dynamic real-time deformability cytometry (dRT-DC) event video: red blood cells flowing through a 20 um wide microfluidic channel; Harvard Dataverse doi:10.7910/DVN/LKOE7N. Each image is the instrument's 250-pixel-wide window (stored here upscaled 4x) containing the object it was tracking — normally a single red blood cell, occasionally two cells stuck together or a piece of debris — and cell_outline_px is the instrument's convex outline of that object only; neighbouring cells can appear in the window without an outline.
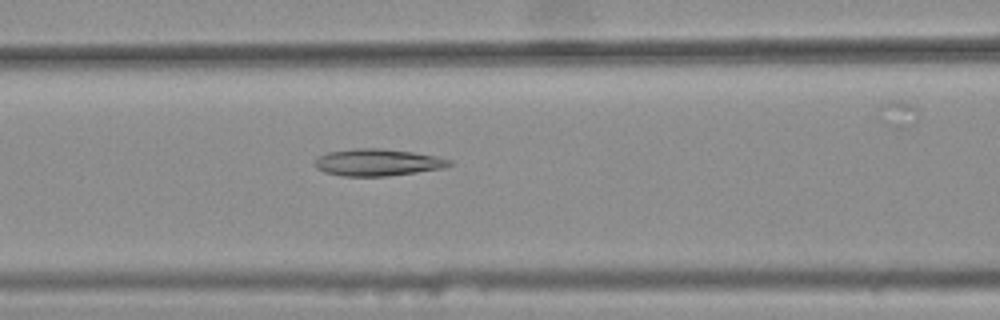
{"species": "common noctule bat (a hibernating species)", "species_latin": "Nyctalus noctula", "temperature_condition": "warm", "stored_images_in_passage": 47, "camera_frame_rate_fps": 3000, "um_per_image_px": 0.085, "animal": {"sex": "female", "body_mass_g": 25.1}, "frame": {"image": 1, "passage_image": 21, "time_ms": 6.667, "image_size_px": [1000, 320], "cell_outline_px": [[452, 164], [444, 168], [388, 176], [340, 176], [324, 172], [316, 168], [312, 164], [312, 160], [316, 156], [328, 152], [356, 148], [380, 148], [412, 152], [436, 156], [452, 160]], "centroid_in_image_um": [32.03, 13.8], "position_along_channel_um": 134.6, "area_um2": 21.39}}
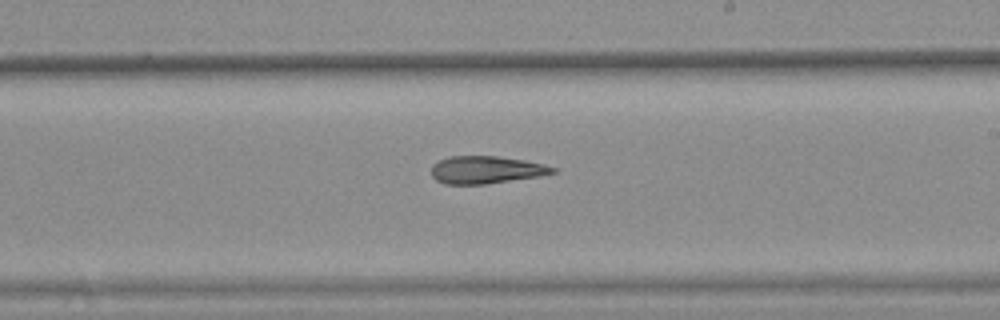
{"frame": {"image": 2, "passage_image": 30, "time_ms": 9.667, "image_size_px": [1000, 320], "cell_outline_px": [[556, 172], [540, 176], [484, 184], [444, 184], [436, 180], [432, 176], [432, 164], [448, 156], [496, 156], [524, 160], [544, 164], [556, 168]], "centroid_in_image_um": [41.3, 14.43], "position_along_channel_um": 247.7, "area_um2": 19.42}}
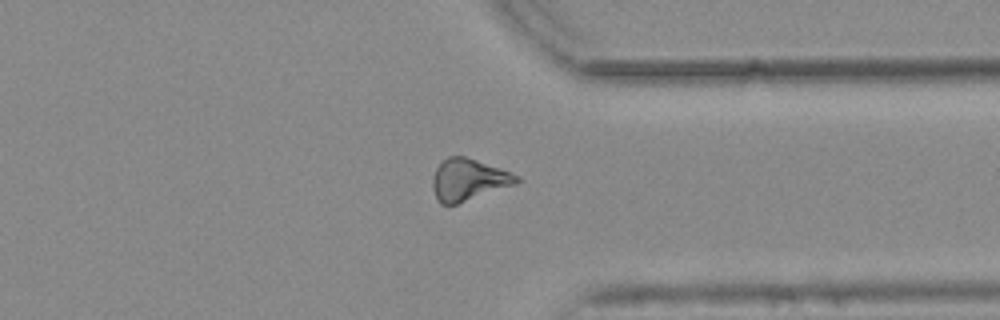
{"frame": {"image": 3, "passage_image": 40, "time_ms": 13.0, "image_size_px": [1000, 320], "cell_outline_px": [[520, 180], [516, 184], [456, 204], [440, 204], [436, 200], [432, 188], [432, 176], [436, 168], [448, 156], [464, 156], [500, 168], [520, 176]], "centroid_in_image_um": [39.79, 15.28], "position_along_channel_um": 371.6, "area_um2": 20.35}, "authors_computed_cell_mechanics": {"area_um2": 20.4034, "velocity_mm_per_s": 3.7772, "shape_relaxation_time_tau1_ms": null, "shape_relaxation_time_tau2_ms": 11.3457, "deformation_change_tau1": null, "deformation_change_tau2": 0.2505}}